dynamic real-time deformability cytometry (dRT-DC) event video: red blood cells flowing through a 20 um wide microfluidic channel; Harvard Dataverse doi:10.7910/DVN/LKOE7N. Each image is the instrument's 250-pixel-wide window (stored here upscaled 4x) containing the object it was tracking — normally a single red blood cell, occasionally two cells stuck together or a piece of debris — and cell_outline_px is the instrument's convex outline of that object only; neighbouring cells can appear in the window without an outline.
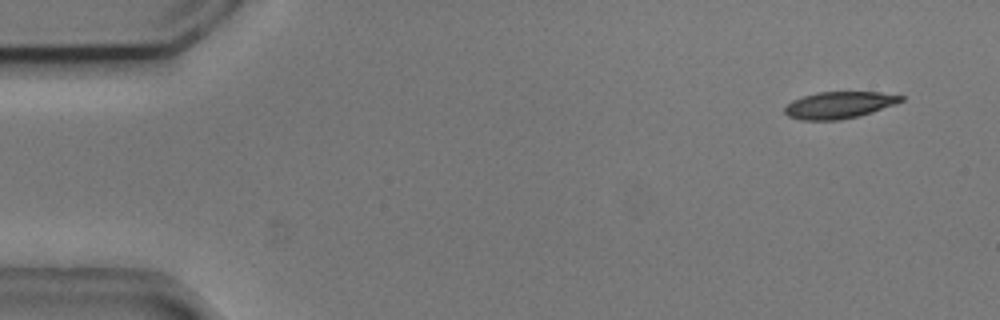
{"species": "common noctule bat (a hibernating species)", "species_latin": "Nyctalus noctula", "temperature_condition": "cold", "stored_images_in_passage": 3, "camera_frame_rate_fps": 3000, "um_per_image_px": 0.085, "animal": {"sex": "male", "body_mass_g": 20.5, "forearm_length_mm": 52.5}, "frame": {"image": 1, "passage_image": 1, "time_ms": 0.0, "image_size_px": [1000, 320], "cell_outline_px": [[904, 100], [896, 104], [872, 112], [840, 120], [800, 120], [788, 116], [784, 112], [784, 108], [792, 100], [816, 92], [880, 92], [904, 96]], "centroid_in_image_um": [71.32, 8.92], "position_along_channel_um": 13.7, "area_um2": 18.15}}
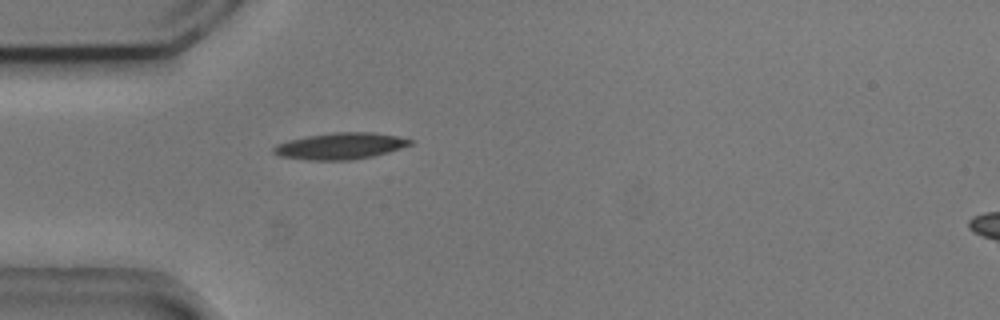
{"frame": {"image": 2, "passage_image": 3, "time_ms": 0.667, "image_size_px": [1000, 320], "cell_outline_px": [[412, 144], [388, 152], [372, 156], [352, 160], [304, 160], [280, 156], [272, 152], [272, 148], [276, 144], [288, 140], [308, 136], [332, 132], [372, 132], [396, 136], [412, 140]], "centroid_in_image_um": [28.88, 12.41], "position_along_channel_um": 56.1, "area_um2": 21.04}}